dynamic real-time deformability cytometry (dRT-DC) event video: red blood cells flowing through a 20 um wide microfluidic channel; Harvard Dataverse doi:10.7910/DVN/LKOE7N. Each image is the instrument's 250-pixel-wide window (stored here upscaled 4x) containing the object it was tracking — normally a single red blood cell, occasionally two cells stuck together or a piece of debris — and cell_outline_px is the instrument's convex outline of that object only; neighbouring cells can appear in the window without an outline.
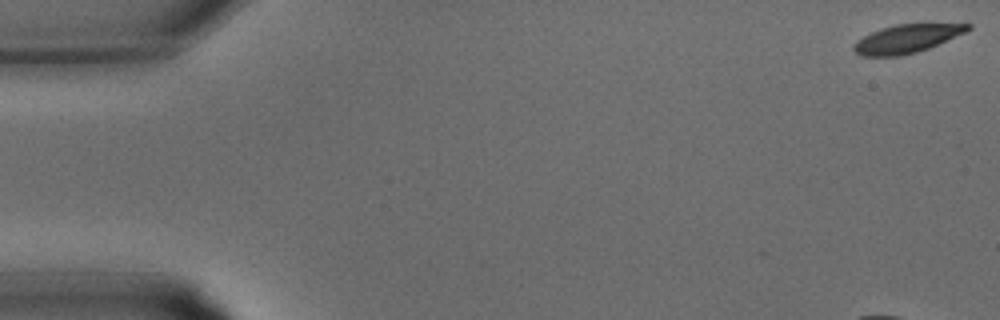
{"species": "common noctule bat (a hibernating species)", "species_latin": "Nyctalus noctula", "temperature_condition": "warm", "stored_images_in_passage": 34, "camera_frame_rate_fps": 3000, "um_per_image_px": 0.085, "animal": {"sex": "male", "body_mass_g": 15.6}, "frame": {"image": 1, "passage_image": 1, "time_ms": 0.0, "image_size_px": [1000, 320], "cell_outline_px": [[972, 28], [964, 32], [928, 48], [916, 52], [900, 56], [860, 56], [852, 48], [856, 40], [880, 28], [896, 24], [972, 24]], "centroid_in_image_um": [77.02, 3.29], "position_along_channel_um": 8.0, "area_um2": 18.55}}
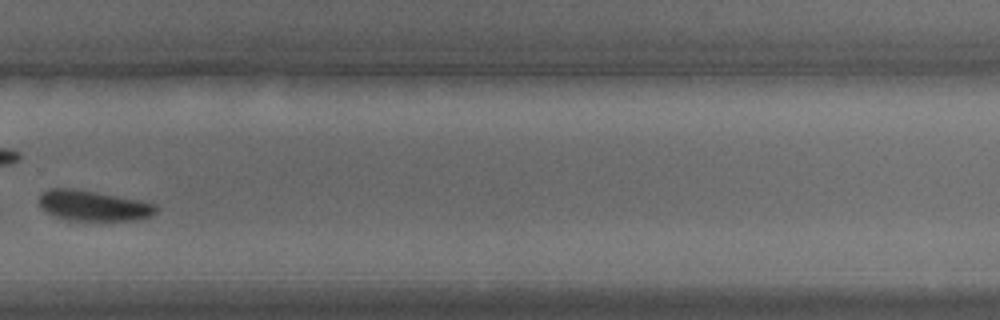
{"frame": {"image": 2, "passage_image": 24, "time_ms": 7.667, "image_size_px": [1000, 320], "cell_outline_px": [[160, 208], [156, 212], [148, 216], [136, 220], [68, 220], [56, 216], [40, 208], [40, 196], [44, 192], [52, 188], [68, 188], [96, 192], [156, 204]], "centroid_in_image_um": [7.94, 17.49], "position_along_channel_um": 321.9, "area_um2": 20.29}}
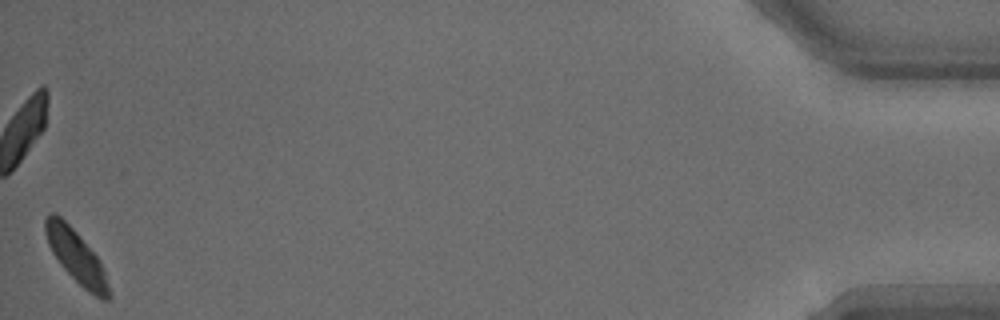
{"frame": {"image": 3, "passage_image": 34, "time_ms": 11.0, "image_size_px": [1000, 320], "cell_outline_px": [[112, 300], [100, 300], [88, 292], [60, 264], [52, 252], [48, 244], [44, 232], [44, 220], [48, 212], [52, 212], [60, 216], [76, 232], [100, 260], [112, 296]], "centroid_in_image_um": [6.48, 21.82], "position_along_channel_um": 428.7, "area_um2": 19.48}}